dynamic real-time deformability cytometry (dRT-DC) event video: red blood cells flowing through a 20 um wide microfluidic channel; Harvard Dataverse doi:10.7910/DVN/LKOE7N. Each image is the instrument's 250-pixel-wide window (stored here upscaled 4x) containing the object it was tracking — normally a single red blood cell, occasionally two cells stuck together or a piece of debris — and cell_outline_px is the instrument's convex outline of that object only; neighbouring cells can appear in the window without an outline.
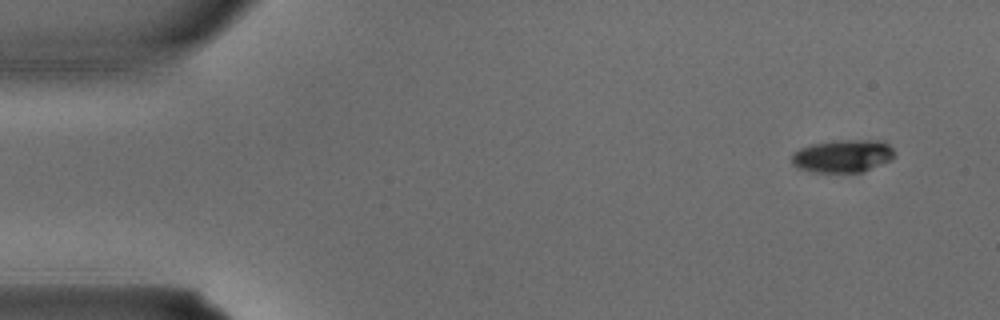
{"species": "common noctule bat (a hibernating species)", "species_latin": "Nyctalus noctula", "temperature_condition": "warm", "stored_images_in_passage": 4, "camera_frame_rate_fps": 3000, "um_per_image_px": 0.085, "animal": {"sex": "male", "body_mass_g": 15.6}, "frame": {"image": 1, "passage_image": 1, "time_ms": 0.0, "image_size_px": [1000, 320], "cell_outline_px": [[896, 156], [864, 172], [812, 172], [800, 168], [792, 164], [792, 152], [800, 148], [812, 144], [840, 140], [884, 140], [896, 152]], "centroid_in_image_um": [71.65, 13.25], "position_along_channel_um": 13.3, "area_um2": 19.65}}